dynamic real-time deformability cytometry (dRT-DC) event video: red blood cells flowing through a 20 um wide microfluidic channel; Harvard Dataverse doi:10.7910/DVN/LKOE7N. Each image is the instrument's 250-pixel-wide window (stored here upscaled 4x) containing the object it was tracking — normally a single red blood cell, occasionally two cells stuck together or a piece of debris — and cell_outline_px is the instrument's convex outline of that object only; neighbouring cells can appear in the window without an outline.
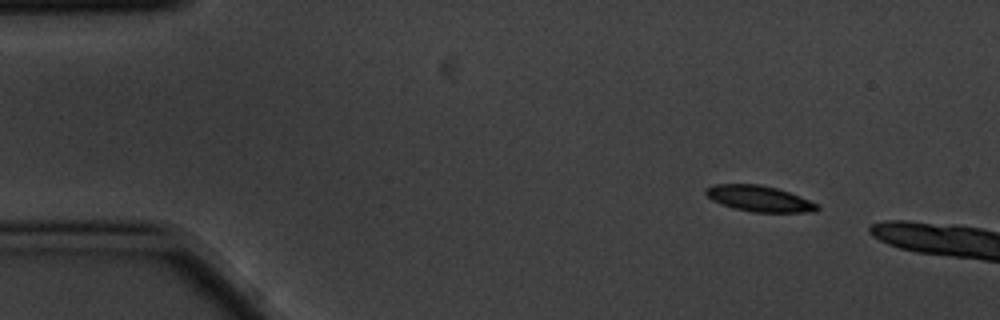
{"species": "common noctule bat (a hibernating species)", "species_latin": "Nyctalus noctula", "temperature_condition": "cold", "stored_images_in_passage": 6, "camera_frame_rate_fps": 3000, "um_per_image_px": 0.085, "animal": {"sex": "male", "body_mass_g": 20.1, "forearm_length_mm": 53.5}, "frame": {"image": 1, "passage_image": 1, "time_ms": 0.0, "image_size_px": [1000, 320], "cell_outline_px": [[820, 208], [816, 212], [752, 212], [732, 208], [712, 200], [704, 192], [704, 188], [712, 184], [760, 184], [776, 188], [788, 192], [820, 204]], "centroid_in_image_um": [64.53, 16.88], "position_along_channel_um": 20.5, "area_um2": 16.94}}